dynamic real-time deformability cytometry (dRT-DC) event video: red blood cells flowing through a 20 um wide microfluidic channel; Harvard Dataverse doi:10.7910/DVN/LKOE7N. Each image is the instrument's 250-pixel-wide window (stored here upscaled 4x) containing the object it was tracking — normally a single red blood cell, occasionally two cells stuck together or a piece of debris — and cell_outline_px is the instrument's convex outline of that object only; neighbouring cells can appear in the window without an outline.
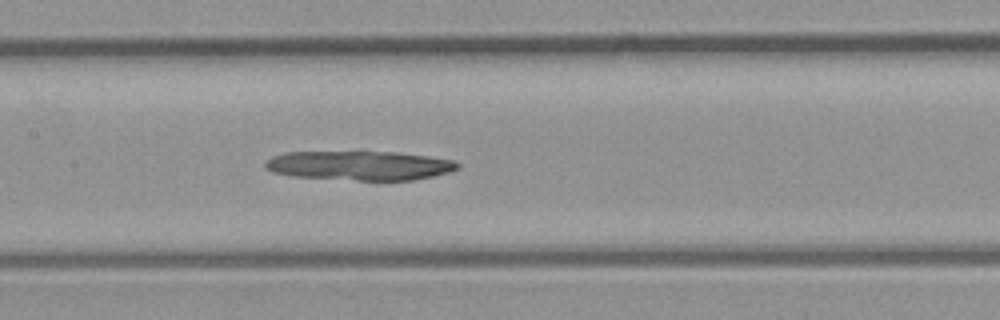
{"species": "common noctule bat (a hibernating species)", "species_latin": "Nyctalus noctula", "temperature_condition": "room temperature", "stored_images_in_passage": 31, "camera_frame_rate_fps": 3000, "um_per_image_px": 0.085, "animal": {"sex": "male", "body_mass_g": 23.1, "forearm_length_mm": 52.7}, "frame": {"image": 1, "passage_image": 10, "time_ms": 3.0, "image_size_px": [1000, 320], "cell_outline_px": [[460, 168], [448, 172], [416, 180], [356, 180], [288, 176], [272, 172], [264, 168], [264, 160], [272, 156], [284, 152], [400, 152], [456, 160], [460, 164]], "centroid_in_image_um": [30.54, 14.07], "position_along_channel_um": 176.9, "area_um2": 33.18}}